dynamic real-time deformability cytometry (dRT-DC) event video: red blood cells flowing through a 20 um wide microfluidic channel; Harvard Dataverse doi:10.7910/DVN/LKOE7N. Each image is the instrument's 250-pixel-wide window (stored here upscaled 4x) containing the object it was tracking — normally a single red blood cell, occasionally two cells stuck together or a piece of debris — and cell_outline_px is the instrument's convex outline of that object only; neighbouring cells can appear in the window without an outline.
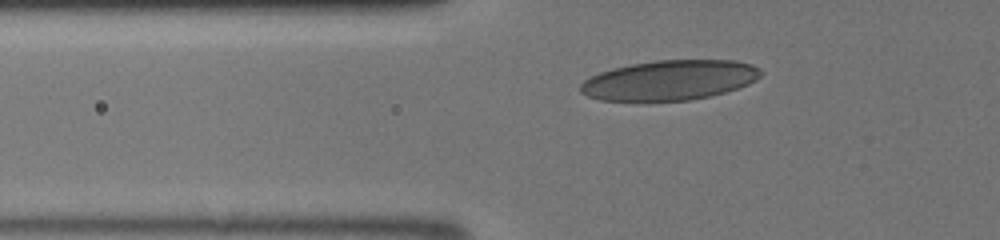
{"species": "human", "species_latin": "Homo sapiens", "temperature_condition": "room temperature", "stored_images_in_passage": 37, "camera_frame_rate_fps": 3000, "um_per_image_px": 0.085, "donor": {"sex": "male"}, "frame": {"image": 1, "passage_image": 10, "time_ms": 3.0, "image_size_px": [1000, 240], "cell_outline_px": [[764, 72], [756, 80], [748, 84], [712, 96], [688, 100], [648, 104], [636, 104], [600, 100], [588, 96], [580, 92], [580, 84], [584, 80], [600, 72], [612, 68], [632, 64], [656, 60], [736, 60], [752, 64], [760, 68]], "centroid_in_image_um": [56.87, 6.86], "position_along_channel_um": 68.9, "area_um2": 43.29}}
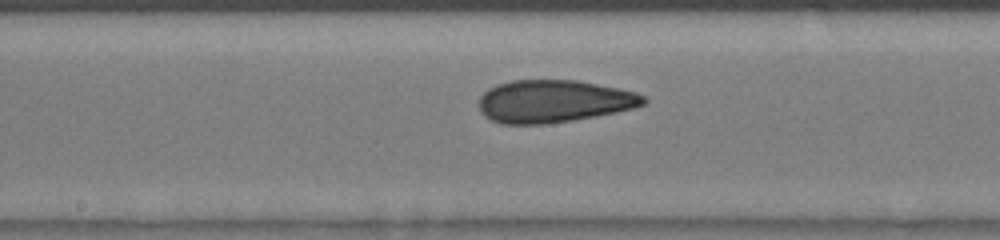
{"frame": {"image": 2, "passage_image": 19, "time_ms": 6.0, "image_size_px": [1000, 240], "cell_outline_px": [[648, 100], [644, 104], [636, 108], [596, 116], [548, 124], [500, 124], [488, 120], [480, 112], [480, 96], [488, 88], [496, 84], [512, 80], [576, 80], [620, 88], [636, 92], [644, 96]], "centroid_in_image_um": [47.06, 8.61], "position_along_channel_um": 201.1, "area_um2": 41.21}}
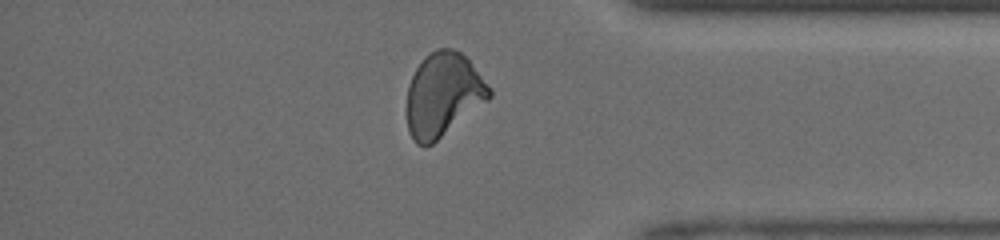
{"frame": {"image": 3, "passage_image": 32, "time_ms": 10.333, "image_size_px": [1000, 240], "cell_outline_px": [[492, 96], [488, 100], [432, 144], [416, 144], [408, 132], [408, 84], [416, 68], [424, 56], [436, 48], [452, 48], [460, 52], [472, 64], [492, 88]], "centroid_in_image_um": [37.68, 8.02], "position_along_channel_um": 397.5, "area_um2": 39.88}}